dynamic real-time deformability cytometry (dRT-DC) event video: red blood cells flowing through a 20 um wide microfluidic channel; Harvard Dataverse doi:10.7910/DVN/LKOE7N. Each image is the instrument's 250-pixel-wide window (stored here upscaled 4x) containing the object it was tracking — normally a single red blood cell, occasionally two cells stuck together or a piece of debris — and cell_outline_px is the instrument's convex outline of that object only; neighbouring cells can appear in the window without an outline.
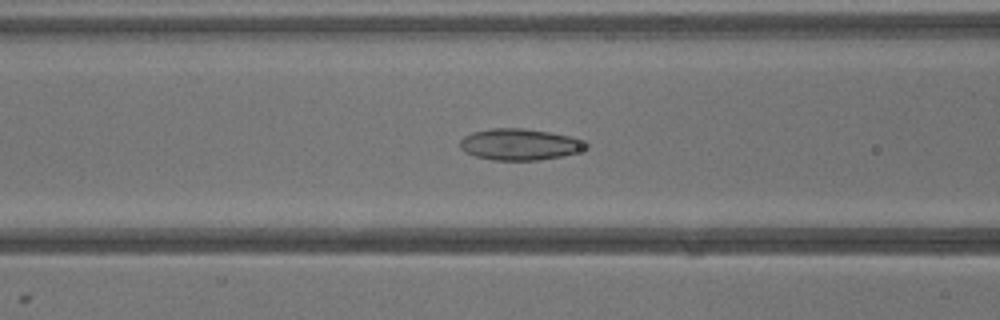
{"species": "common noctule bat (a hibernating species)", "species_latin": "Nyctalus noctula", "temperature_condition": "warm", "stored_images_in_passage": 39, "camera_frame_rate_fps": 3000, "um_per_image_px": 0.085, "animal": {"sex": "male", "body_mass_g": 13.3}, "frame": {"image": 1, "passage_image": 16, "time_ms": 5.0, "image_size_px": [1000, 320], "cell_outline_px": [[588, 148], [564, 156], [536, 160], [492, 160], [476, 156], [464, 152], [460, 148], [460, 140], [464, 136], [472, 132], [492, 128], [524, 128], [572, 136], [588, 140]], "centroid_in_image_um": [44.21, 12.27], "position_along_channel_um": 122.4, "area_um2": 23.29}}
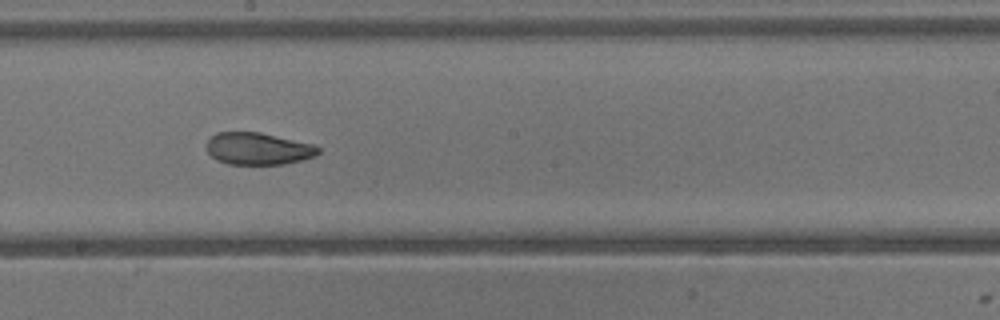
{"frame": {"image": 2, "passage_image": 22, "time_ms": 7.0, "image_size_px": [1000, 320], "cell_outline_px": [[320, 152], [316, 156], [304, 160], [284, 164], [228, 164], [216, 160], [204, 148], [204, 144], [216, 132], [260, 132], [316, 144], [320, 148]], "centroid_in_image_um": [21.96, 12.63], "position_along_channel_um": 226.2, "area_um2": 21.33}}
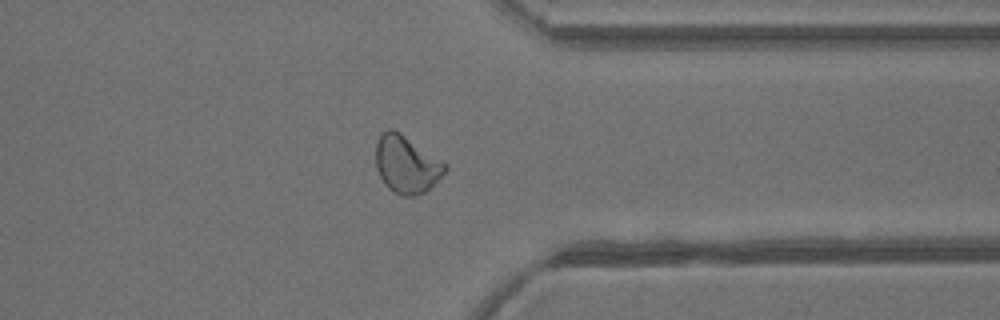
{"frame": {"image": 3, "passage_image": 31, "time_ms": 10.0, "image_size_px": [1000, 320], "cell_outline_px": [[448, 168], [424, 192], [412, 196], [404, 196], [392, 192], [384, 184], [376, 168], [376, 144], [380, 132], [388, 128], [392, 128], [400, 132], [448, 164]], "centroid_in_image_um": [34.52, 13.94], "position_along_channel_um": 376.9, "area_um2": 23.18}}